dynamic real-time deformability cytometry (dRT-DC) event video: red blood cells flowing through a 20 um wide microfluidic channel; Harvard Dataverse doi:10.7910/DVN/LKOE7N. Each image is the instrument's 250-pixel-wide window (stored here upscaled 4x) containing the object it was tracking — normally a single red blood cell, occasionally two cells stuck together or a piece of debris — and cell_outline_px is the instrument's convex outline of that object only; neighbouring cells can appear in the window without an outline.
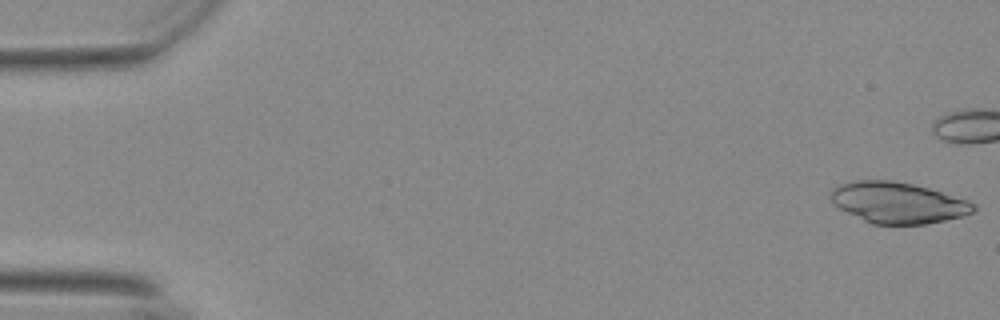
{"species": "Egyptian fruit bat (a non-hibernating species)", "species_latin": "Rousettus aegyptiacus", "temperature_condition": "warm", "stored_images_in_passage": 44, "camera_frame_rate_fps": 3000, "um_per_image_px": 0.085, "animal": {"sex": "female"}, "frame": {"image": 1, "passage_image": 1, "time_ms": 0.0, "image_size_px": [1000, 320], "cell_outline_px": [[976, 208], [972, 212], [964, 216], [924, 224], [872, 224], [832, 204], [828, 196], [832, 188], [840, 184], [856, 180], [892, 180], [912, 184], [928, 188], [968, 200], [976, 204]], "centroid_in_image_um": [76.3, 17.22], "position_along_channel_um": 8.7, "area_um2": 34.1}}